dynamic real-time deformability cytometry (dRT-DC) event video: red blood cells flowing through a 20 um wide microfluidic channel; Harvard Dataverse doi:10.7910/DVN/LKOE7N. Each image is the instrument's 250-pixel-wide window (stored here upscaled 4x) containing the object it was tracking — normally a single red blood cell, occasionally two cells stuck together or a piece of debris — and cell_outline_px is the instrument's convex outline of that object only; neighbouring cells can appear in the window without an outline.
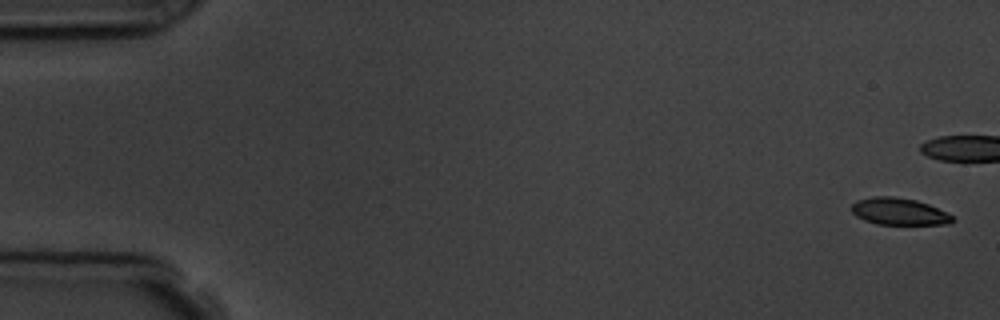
{"species": "common noctule bat (a hibernating species)", "species_latin": "Nyctalus noctula", "temperature_condition": "room temperature", "stored_images_in_passage": 7, "camera_frame_rate_fps": 3000, "um_per_image_px": 0.085, "animal": {"sex": "male", "body_mass_g": 19.5, "forearm_length_mm": 54.6}, "frame": {"image": 1, "passage_image": 1, "time_ms": 0.0, "image_size_px": [1000, 320], "cell_outline_px": [[956, 220], [948, 224], [876, 224], [864, 220], [856, 216], [852, 212], [852, 204], [856, 200], [872, 196], [892, 196], [916, 200], [928, 204], [952, 216]], "centroid_in_image_um": [76.38, 17.97], "position_along_channel_um": 8.6, "area_um2": 15.78}}